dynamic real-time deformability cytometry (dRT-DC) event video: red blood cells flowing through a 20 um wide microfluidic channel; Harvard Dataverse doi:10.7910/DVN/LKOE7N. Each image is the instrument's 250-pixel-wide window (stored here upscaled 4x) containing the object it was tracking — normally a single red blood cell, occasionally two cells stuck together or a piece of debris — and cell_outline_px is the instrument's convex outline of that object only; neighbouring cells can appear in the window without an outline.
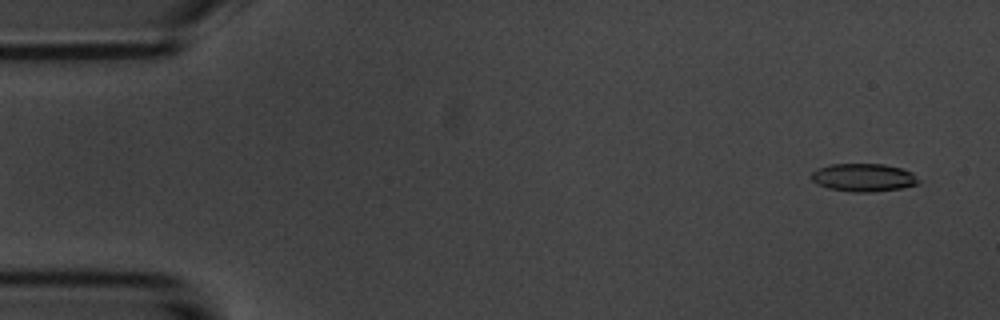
{"species": "common noctule bat (a hibernating species)", "species_latin": "Nyctalus noctula", "temperature_condition": "room temperature", "stored_images_in_passage": 7, "camera_frame_rate_fps": 3000, "um_per_image_px": 0.085, "animal": {"sex": "male", "body_mass_g": 20.1, "forearm_length_mm": 53.5}, "frame": {"image": 1, "passage_image": 1, "time_ms": 0.0, "image_size_px": [1000, 320], "cell_outline_px": [[920, 184], [900, 188], [872, 192], [852, 192], [828, 188], [816, 184], [808, 176], [816, 168], [828, 164], [884, 164], [900, 168], [912, 172], [920, 180]], "centroid_in_image_um": [73.36, 15.09], "position_along_channel_um": 11.6, "area_um2": 17.74}}
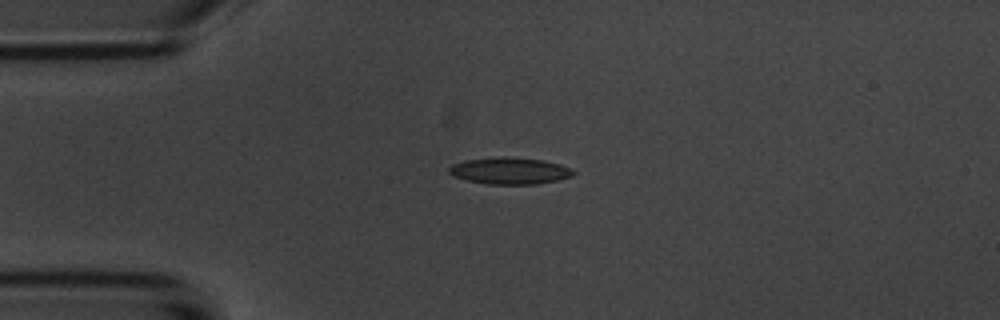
{"frame": {"image": 2, "passage_image": 4, "time_ms": 3.333, "image_size_px": [1000, 320], "cell_outline_px": [[576, 172], [572, 176], [556, 180], [536, 184], [488, 184], [468, 180], [452, 176], [448, 172], [448, 168], [452, 164], [468, 160], [504, 156], [544, 160], [560, 164], [572, 168]], "centroid_in_image_um": [43.34, 14.51], "position_along_channel_um": 41.7, "area_um2": 19.31}}
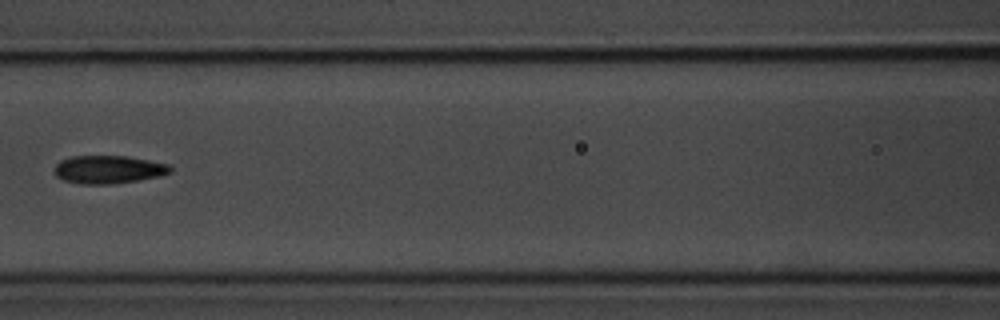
{"frame": {"image": 3, "passage_image": 7, "time_ms": 7.0, "image_size_px": [1000, 320], "cell_outline_px": [[172, 172], [156, 176], [136, 180], [112, 184], [80, 184], [64, 180], [56, 176], [52, 172], [56, 164], [60, 160], [72, 156], [128, 156], [168, 164], [172, 168]], "centroid_in_image_um": [9.16, 14.4], "position_along_channel_um": 157.4, "area_um2": 18.9}}